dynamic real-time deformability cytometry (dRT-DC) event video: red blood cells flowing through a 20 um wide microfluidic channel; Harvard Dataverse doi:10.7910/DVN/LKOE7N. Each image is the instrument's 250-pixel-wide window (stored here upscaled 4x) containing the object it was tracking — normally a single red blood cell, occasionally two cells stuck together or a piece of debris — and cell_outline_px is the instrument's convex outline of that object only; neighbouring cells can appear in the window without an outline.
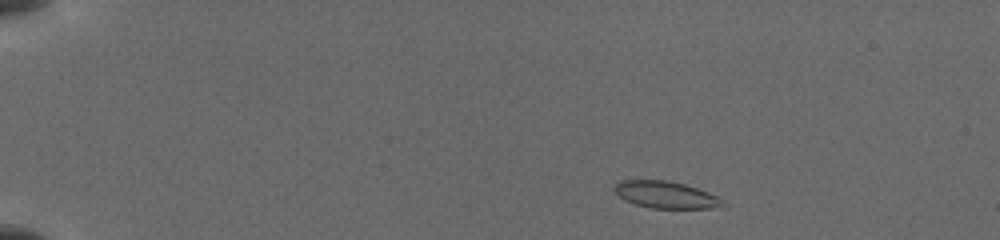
{"species": "common noctule bat (a hibernating species)", "species_latin": "Nyctalus noctula", "temperature_condition": "cold", "stored_images_in_passage": 9, "camera_frame_rate_fps": 3000, "um_per_image_px": 0.085, "animal": {"sex": "female", "body_mass_g": 19.5, "forearm_length_mm": 54.1}, "frame": {"image": 1, "passage_image": 2, "time_ms": 0.667, "image_size_px": [1000, 240], "cell_outline_px": [[728, 204], [708, 208], [652, 208], [636, 204], [624, 200], [612, 188], [620, 180], [664, 180], [684, 184], [696, 188], [716, 196], [724, 200]], "centroid_in_image_um": [56.57, 16.55], "position_along_channel_um": 28.4, "area_um2": 16.76}}
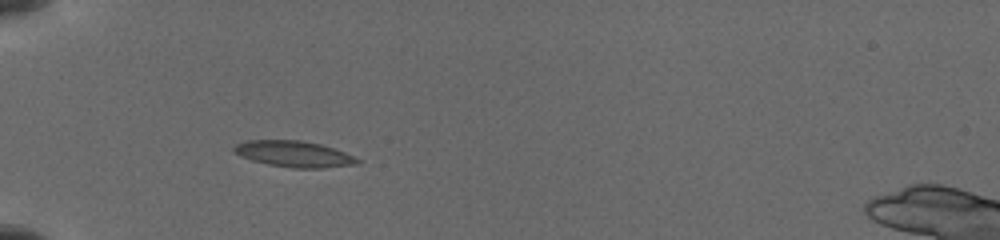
{"frame": {"image": 2, "passage_image": 7, "time_ms": 3.667, "image_size_px": [1000, 240], "cell_outline_px": [[360, 160], [356, 164], [324, 168], [292, 168], [268, 164], [252, 160], [240, 156], [232, 148], [236, 144], [248, 140], [300, 140], [320, 144], [344, 152]], "centroid_in_image_um": [24.96, 13.09], "position_along_channel_um": 60.0, "area_um2": 18.55}}
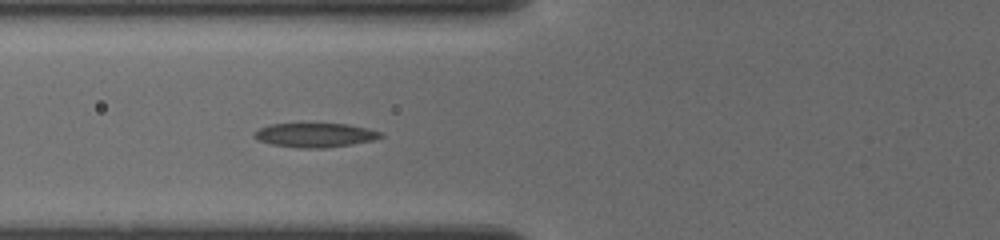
{"frame": {"image": 3, "passage_image": 9, "time_ms": 5.0, "image_size_px": [1000, 240], "cell_outline_px": [[384, 136], [372, 140], [352, 144], [324, 148], [300, 148], [272, 144], [260, 140], [252, 136], [252, 132], [268, 124], [348, 124], [368, 128], [380, 132]], "centroid_in_image_um": [26.76, 11.48], "position_along_channel_um": 99.0, "area_um2": 17.69}}